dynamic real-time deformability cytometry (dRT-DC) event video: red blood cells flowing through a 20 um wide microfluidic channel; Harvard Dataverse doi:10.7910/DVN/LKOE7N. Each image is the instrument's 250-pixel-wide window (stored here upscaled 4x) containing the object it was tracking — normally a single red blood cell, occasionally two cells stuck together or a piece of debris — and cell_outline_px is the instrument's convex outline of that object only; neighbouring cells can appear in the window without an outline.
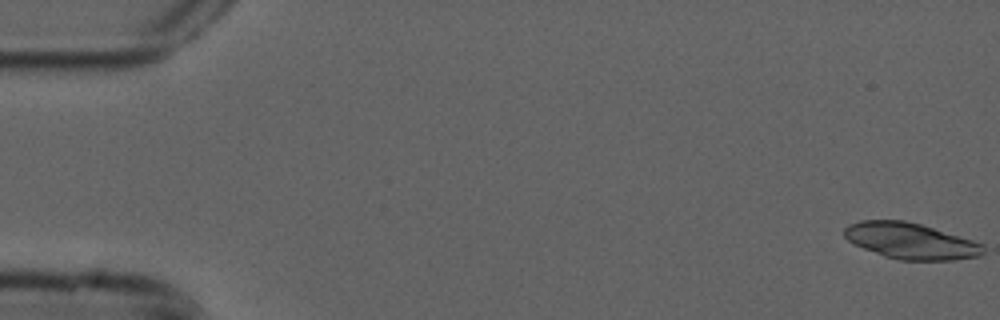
{"species": "common noctule bat (a hibernating species)", "species_latin": "Nyctalus noctula", "temperature_condition": "cold", "stored_images_in_passage": 15, "camera_frame_rate_fps": 3000, "um_per_image_px": 0.085, "animal": {"sex": "male", "forearm_length_mm": 52.5}, "frame": {"image": 1, "passage_image": 1, "time_ms": 0.0, "image_size_px": [1000, 320], "cell_outline_px": [[984, 252], [980, 256], [956, 260], [900, 260], [884, 256], [864, 248], [848, 240], [844, 236], [844, 228], [848, 224], [860, 220], [904, 220], [920, 224], [972, 240], [984, 244]], "centroid_in_image_um": [77.41, 20.48], "position_along_channel_um": 7.6, "area_um2": 29.07}}